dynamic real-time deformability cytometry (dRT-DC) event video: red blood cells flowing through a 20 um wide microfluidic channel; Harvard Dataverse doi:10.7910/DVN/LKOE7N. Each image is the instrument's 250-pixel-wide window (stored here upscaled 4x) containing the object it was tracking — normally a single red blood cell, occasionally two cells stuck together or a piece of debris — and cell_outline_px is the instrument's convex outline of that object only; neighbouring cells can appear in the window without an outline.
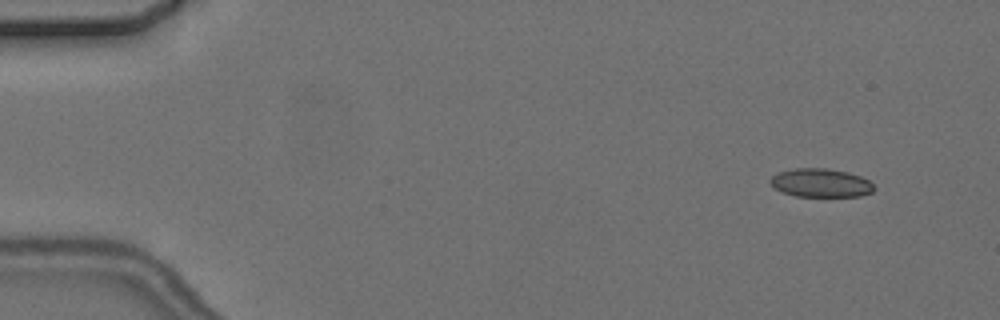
{"species": "common noctule bat (a hibernating species)", "species_latin": "Nyctalus noctula", "temperature_condition": "cold", "stored_images_in_passage": 5, "camera_frame_rate_fps": 3000, "um_per_image_px": 0.085, "animal": {"sex": "female", "body_mass_g": 24.6, "forearm_length_mm": 56.2}, "frame": {"image": 1, "passage_image": 2, "time_ms": 1.0, "image_size_px": [1000, 320], "cell_outline_px": [[876, 188], [872, 192], [860, 196], [796, 196], [784, 192], [776, 188], [768, 180], [776, 172], [796, 168], [828, 168], [848, 172], [860, 176], [868, 180]], "centroid_in_image_um": [69.77, 15.53], "position_along_channel_um": 15.2, "area_um2": 17.22}}